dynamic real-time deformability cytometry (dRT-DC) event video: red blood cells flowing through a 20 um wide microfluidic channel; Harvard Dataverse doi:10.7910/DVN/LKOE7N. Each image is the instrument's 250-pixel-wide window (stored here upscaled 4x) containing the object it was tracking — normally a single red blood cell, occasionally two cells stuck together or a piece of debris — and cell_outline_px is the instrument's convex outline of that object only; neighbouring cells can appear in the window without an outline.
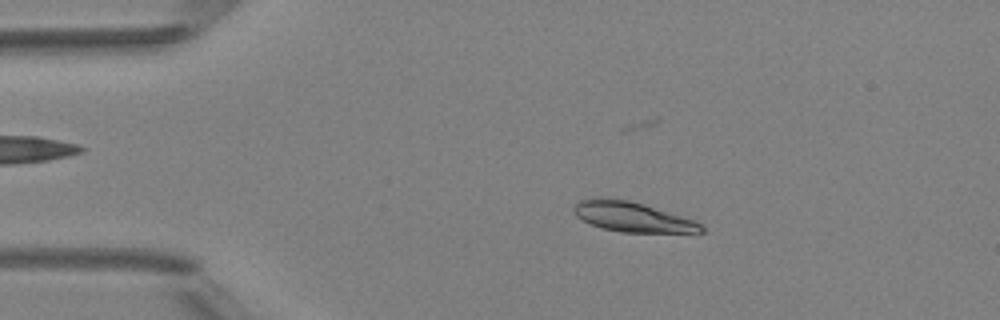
{"species": "Egyptian fruit bat (a non-hibernating species)", "species_latin": "Rousettus aegyptiacus", "temperature_condition": "room temperature", "stored_images_in_passage": 4, "camera_frame_rate_fps": 3000, "um_per_image_px": 0.085, "animal": {"sex": "female"}, "frame": {"image": 1, "passage_image": 2, "time_ms": 1.0, "image_size_px": [1000, 320], "cell_outline_px": [[704, 232], [620, 232], [600, 228], [576, 216], [572, 212], [572, 208], [580, 200], [628, 200], [644, 204], [696, 220], [704, 228]], "centroid_in_image_um": [53.8, 18.47], "position_along_channel_um": 31.2, "area_um2": 21.62}}
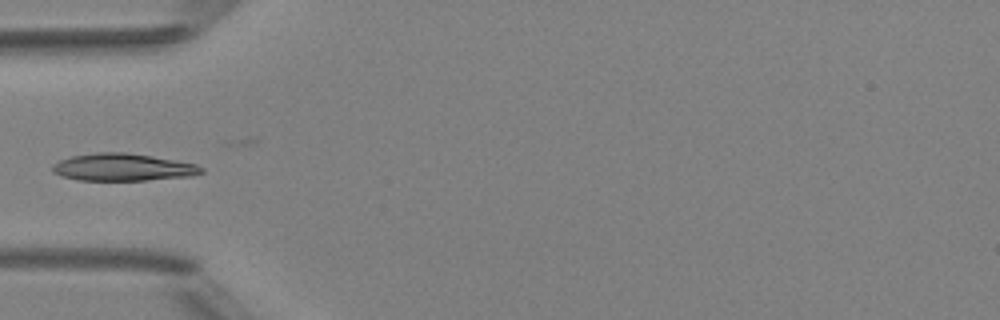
{"frame": {"image": 2, "passage_image": 4, "time_ms": 3.333, "image_size_px": [1000, 320], "cell_outline_px": [[204, 172], [192, 176], [144, 180], [80, 180], [60, 176], [52, 172], [52, 164], [60, 160], [72, 156], [96, 152], [124, 152], [152, 156], [176, 160], [196, 164], [204, 168]], "centroid_in_image_um": [10.44, 14.21], "position_along_channel_um": 74.6, "area_um2": 23.76}}